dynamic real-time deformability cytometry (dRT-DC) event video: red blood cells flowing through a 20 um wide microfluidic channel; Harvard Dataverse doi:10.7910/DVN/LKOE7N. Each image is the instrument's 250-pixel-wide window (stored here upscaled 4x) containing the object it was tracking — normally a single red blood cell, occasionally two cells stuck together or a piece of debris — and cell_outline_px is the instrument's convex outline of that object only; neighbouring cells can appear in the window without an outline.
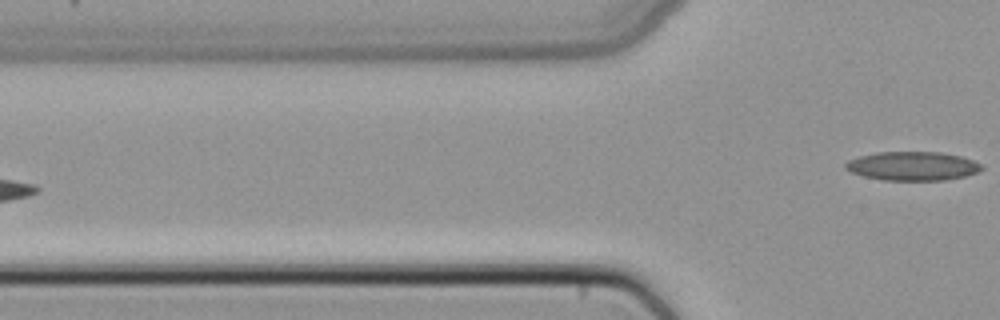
{"species": "common noctule bat (a hibernating species)", "species_latin": "Nyctalus noctula", "temperature_condition": "cold", "stored_images_in_passage": 5, "camera_frame_rate_fps": 3000, "um_per_image_px": 0.085, "animal": {"sex": "female", "body_mass_g": 22.7, "forearm_length_mm": 54.2}, "frame": {"image": 1, "passage_image": 5, "time_ms": 1.333, "image_size_px": [1000, 320], "cell_outline_px": [[984, 168], [976, 172], [964, 176], [944, 180], [884, 180], [864, 176], [852, 172], [844, 168], [844, 164], [848, 160], [860, 156], [876, 152], [940, 152], [960, 156], [984, 164]], "centroid_in_image_um": [77.57, 14.11], "position_along_channel_um": 48.2, "area_um2": 22.83}}